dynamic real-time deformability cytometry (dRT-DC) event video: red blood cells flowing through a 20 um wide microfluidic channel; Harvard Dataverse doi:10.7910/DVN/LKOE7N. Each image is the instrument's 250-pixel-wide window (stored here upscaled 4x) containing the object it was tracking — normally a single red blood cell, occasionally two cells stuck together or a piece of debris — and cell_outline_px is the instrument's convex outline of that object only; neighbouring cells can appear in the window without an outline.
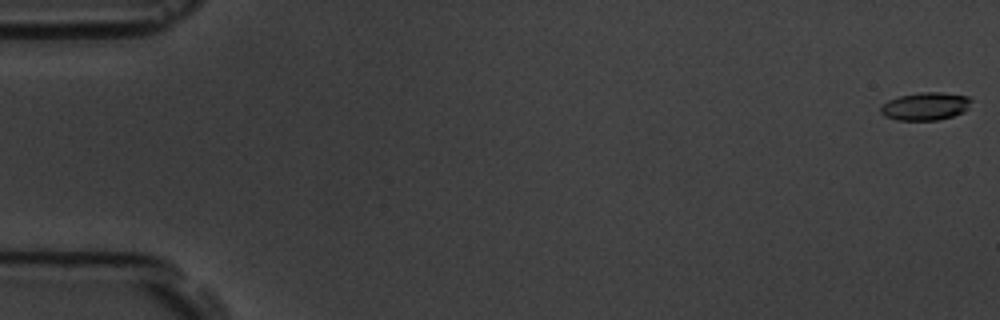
{"species": "common noctule bat (a hibernating species)", "species_latin": "Nyctalus noctula", "temperature_condition": "room temperature", "stored_images_in_passage": 5, "camera_frame_rate_fps": 3000, "um_per_image_px": 0.085, "animal": {"sex": "male", "body_mass_g": 19.5, "forearm_length_mm": 54.6}, "frame": {"image": 1, "passage_image": 1, "time_ms": 0.0, "image_size_px": [1000, 320], "cell_outline_px": [[972, 100], [968, 108], [964, 112], [952, 116], [936, 120], [896, 120], [884, 116], [880, 112], [880, 108], [888, 100], [900, 96], [920, 92], [940, 92], [968, 96]], "centroid_in_image_um": [78.66, 9.03], "position_along_channel_um": 6.3, "area_um2": 14.68}}